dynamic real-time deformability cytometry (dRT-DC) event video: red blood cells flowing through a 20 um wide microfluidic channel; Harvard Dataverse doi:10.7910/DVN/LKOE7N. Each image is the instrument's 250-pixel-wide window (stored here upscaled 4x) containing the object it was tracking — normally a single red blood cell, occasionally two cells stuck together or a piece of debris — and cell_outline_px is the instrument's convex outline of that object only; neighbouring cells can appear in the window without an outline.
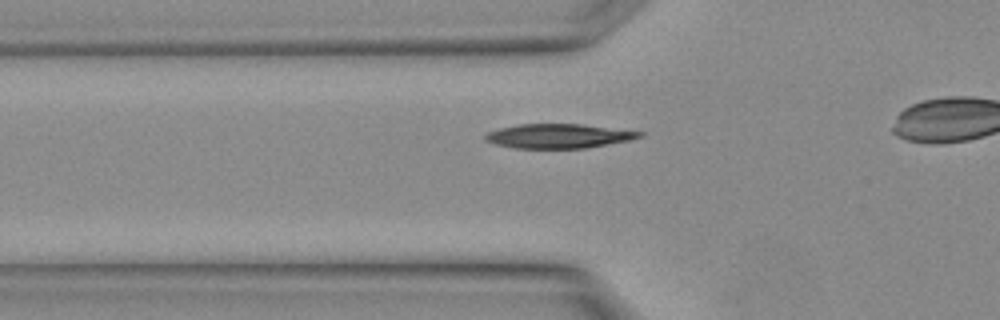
{"species": "Egyptian fruit bat (a non-hibernating species)", "species_latin": "Rousettus aegyptiacus", "temperature_condition": "warm", "stored_images_in_passage": 3, "camera_frame_rate_fps": 3000, "um_per_image_px": 0.085, "animal": {"sex": "female"}, "frame": {"image": 1, "passage_image": 2, "time_ms": 0.333, "image_size_px": [1000, 320], "cell_outline_px": [[644, 136], [628, 140], [584, 148], [512, 148], [496, 144], [484, 140], [484, 136], [488, 132], [500, 128], [516, 124], [584, 124], [644, 132]], "centroid_in_image_um": [47.45, 11.55], "position_along_channel_um": 78.3, "area_um2": 21.79}}